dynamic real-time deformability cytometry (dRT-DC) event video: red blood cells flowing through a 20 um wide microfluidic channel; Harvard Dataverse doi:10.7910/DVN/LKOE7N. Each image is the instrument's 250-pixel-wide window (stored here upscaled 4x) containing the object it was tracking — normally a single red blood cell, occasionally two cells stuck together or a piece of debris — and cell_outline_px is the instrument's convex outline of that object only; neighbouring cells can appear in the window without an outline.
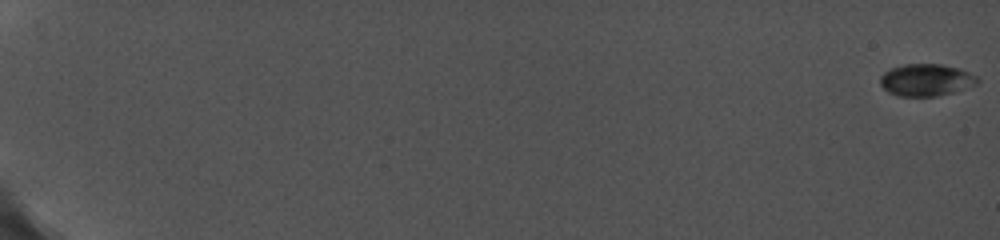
{"species": "common noctule bat (a hibernating species)", "species_latin": "Nyctalus noctula", "temperature_condition": "cold", "stored_images_in_passage": 20, "camera_frame_rate_fps": 5000, "um_per_image_px": 0.085, "animal": {"sex": "female", "body_mass_g": 19.0, "forearm_length_mm": 56.7}, "frame": {"image": 1, "passage_image": 1, "time_ms": 0.0, "image_size_px": [1000, 240], "cell_outline_px": [[980, 80], [976, 84], [952, 92], [936, 96], [900, 96], [888, 92], [880, 84], [880, 76], [884, 72], [892, 68], [904, 64], [940, 64], [960, 68], [976, 76]], "centroid_in_image_um": [78.71, 6.79], "position_along_channel_um": 6.3, "area_um2": 18.03}}
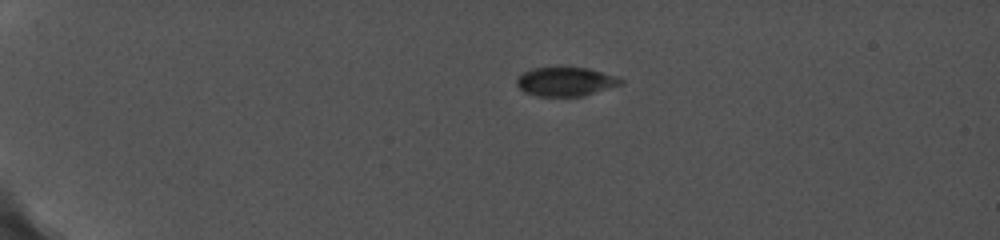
{"frame": {"image": 2, "passage_image": 13, "time_ms": 5.0, "image_size_px": [1000, 240], "cell_outline_px": [[624, 84], [580, 96], [536, 96], [524, 92], [516, 84], [516, 80], [524, 72], [532, 68], [588, 68], [616, 76], [624, 80]], "centroid_in_image_um": [48.08, 6.94], "position_along_channel_um": 36.9, "area_um2": 17.34}}
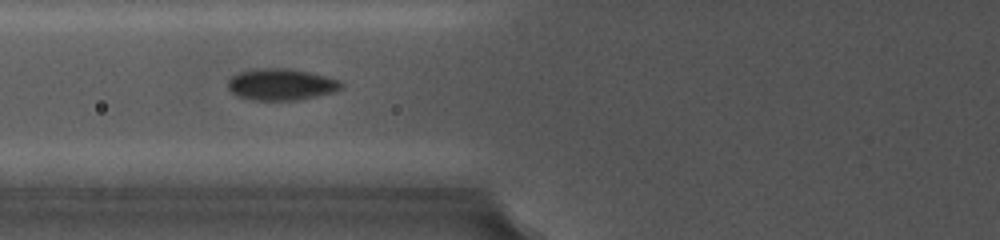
{"frame": {"image": 3, "passage_image": 18, "time_ms": 8.8, "image_size_px": [1000, 240], "cell_outline_px": [[344, 88], [336, 92], [316, 96], [292, 100], [252, 100], [236, 96], [228, 88], [228, 80], [236, 72], [256, 68], [288, 68], [328, 76], [340, 80], [344, 84]], "centroid_in_image_um": [23.91, 7.17], "position_along_channel_um": 101.9, "area_um2": 21.15}}